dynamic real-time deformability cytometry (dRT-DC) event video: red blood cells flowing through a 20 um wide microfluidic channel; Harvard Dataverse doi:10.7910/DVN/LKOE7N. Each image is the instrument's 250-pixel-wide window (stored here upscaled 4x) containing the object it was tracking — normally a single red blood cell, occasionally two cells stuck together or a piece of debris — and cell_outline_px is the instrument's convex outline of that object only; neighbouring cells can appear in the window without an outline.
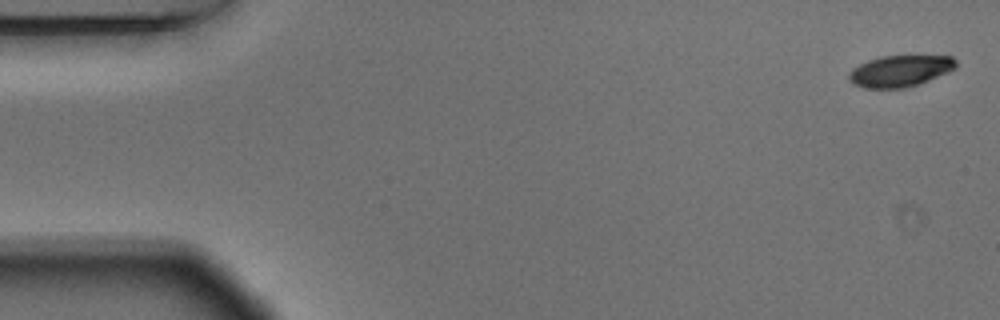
{"species": "Egyptian fruit bat (a non-hibernating species)", "species_latin": "Rousettus aegyptiacus", "temperature_condition": "warm", "stored_images_in_passage": 8, "camera_frame_rate_fps": 3000, "um_per_image_px": 0.085, "animal": {"sex": "male"}, "frame": {"image": 1, "passage_image": 1, "time_ms": 0.0, "image_size_px": [1000, 320], "cell_outline_px": [[956, 68], [948, 72], [928, 80], [904, 88], [864, 88], [852, 84], [848, 80], [848, 72], [852, 68], [868, 60], [880, 56], [952, 56], [956, 60]], "centroid_in_image_um": [76.46, 6.03], "position_along_channel_um": 8.5, "area_um2": 19.59}}
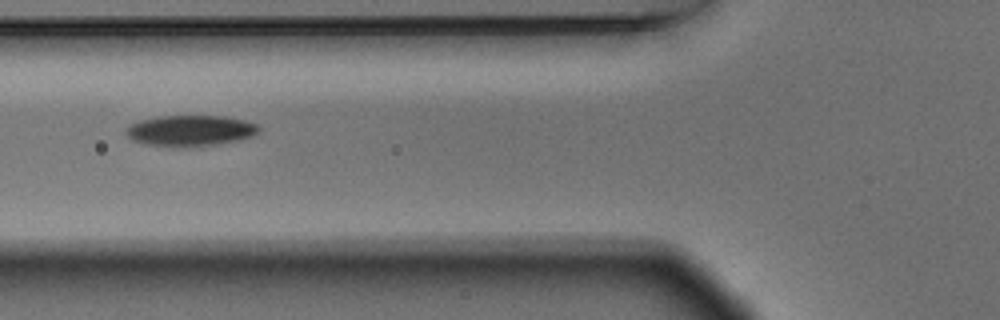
{"frame": {"image": 2, "passage_image": 6, "time_ms": 1.667, "image_size_px": [1000, 320], "cell_outline_px": [[260, 132], [252, 136], [236, 140], [216, 144], [144, 144], [132, 140], [124, 132], [128, 124], [140, 120], [156, 116], [224, 116], [244, 120], [260, 124]], "centroid_in_image_um": [16.19, 11.05], "position_along_channel_um": 109.6, "area_um2": 23.24}}
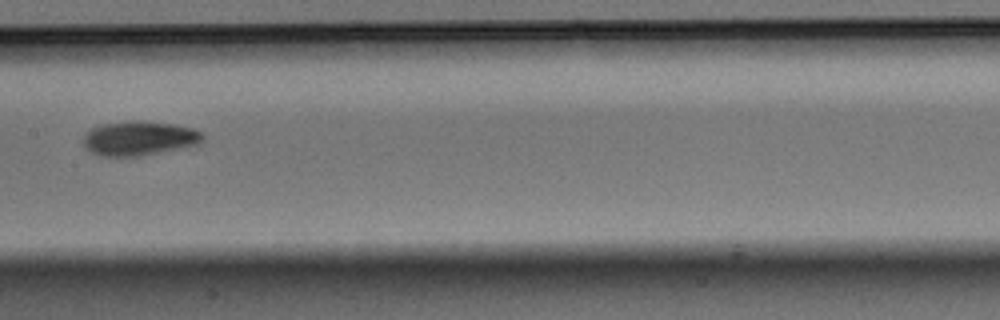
{"frame": {"image": 3, "passage_image": 8, "time_ms": 2.333, "image_size_px": [1000, 320], "cell_outline_px": [[204, 140], [192, 144], [176, 148], [140, 156], [100, 156], [84, 148], [84, 136], [92, 128], [100, 124], [128, 120], [144, 120], [172, 124], [192, 128], [200, 132], [204, 136]], "centroid_in_image_um": [11.76, 11.73], "position_along_channel_um": 195.6, "area_um2": 23.64}}